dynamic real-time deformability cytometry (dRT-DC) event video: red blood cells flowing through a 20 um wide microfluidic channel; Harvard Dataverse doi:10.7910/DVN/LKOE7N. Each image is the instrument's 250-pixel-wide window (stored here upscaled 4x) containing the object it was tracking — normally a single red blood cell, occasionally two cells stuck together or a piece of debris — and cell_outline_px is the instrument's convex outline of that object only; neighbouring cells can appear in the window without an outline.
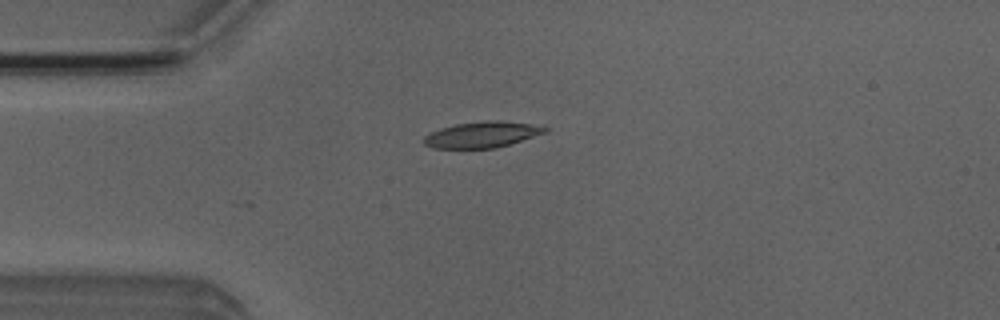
{"species": "Egyptian fruit bat (a non-hibernating species)", "species_latin": "Rousettus aegyptiacus", "temperature_condition": "room temperature", "stored_images_in_passage": 5, "camera_frame_rate_fps": 3000, "um_per_image_px": 0.085, "animal": {"sex": "male"}, "frame": {"image": 1, "passage_image": 1, "time_ms": 0.0, "image_size_px": [1000, 320], "cell_outline_px": [[548, 132], [508, 144], [492, 148], [432, 148], [424, 144], [424, 136], [440, 128], [456, 124], [484, 120], [500, 120], [528, 124], [548, 128]], "centroid_in_image_um": [40.94, 11.43], "position_along_channel_um": 44.1, "area_um2": 18.09}}
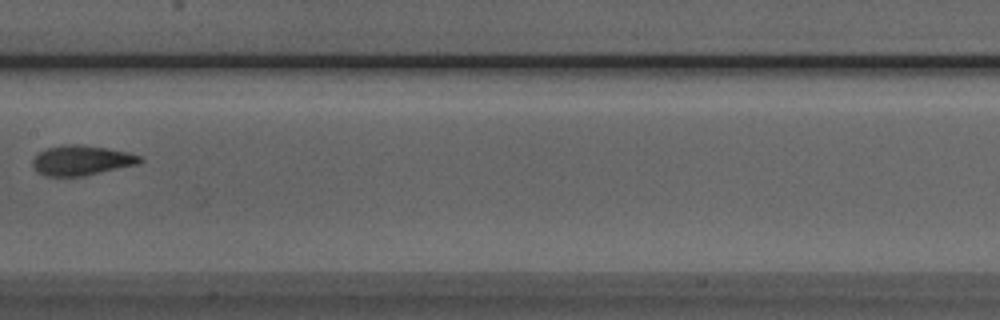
{"frame": {"image": 2, "passage_image": 5, "time_ms": 4.333, "image_size_px": [1000, 320], "cell_outline_px": [[144, 160], [140, 164], [84, 176], [44, 176], [36, 172], [32, 164], [32, 160], [40, 152], [48, 148], [68, 144], [84, 144], [108, 148], [128, 152], [144, 156]], "centroid_in_image_um": [6.99, 13.63], "position_along_channel_um": 200.4, "area_um2": 19.02}}